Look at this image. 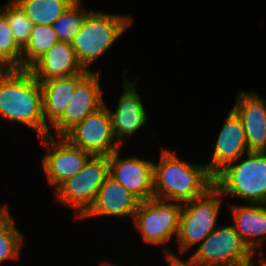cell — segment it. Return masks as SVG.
Instances as JSON below:
<instances>
[{"instance_id":"cell-30","label":"cell","mask_w":266,"mask_h":266,"mask_svg":"<svg viewBox=\"0 0 266 266\" xmlns=\"http://www.w3.org/2000/svg\"><path fill=\"white\" fill-rule=\"evenodd\" d=\"M108 266H117V265H112L111 263H107Z\"/></svg>"},{"instance_id":"cell-20","label":"cell","mask_w":266,"mask_h":266,"mask_svg":"<svg viewBox=\"0 0 266 266\" xmlns=\"http://www.w3.org/2000/svg\"><path fill=\"white\" fill-rule=\"evenodd\" d=\"M34 25H53L75 0H14Z\"/></svg>"},{"instance_id":"cell-13","label":"cell","mask_w":266,"mask_h":266,"mask_svg":"<svg viewBox=\"0 0 266 266\" xmlns=\"http://www.w3.org/2000/svg\"><path fill=\"white\" fill-rule=\"evenodd\" d=\"M247 152L249 149L242 120L231 109L219 132L211 163L205 165L209 173L215 177L227 165L237 162Z\"/></svg>"},{"instance_id":"cell-22","label":"cell","mask_w":266,"mask_h":266,"mask_svg":"<svg viewBox=\"0 0 266 266\" xmlns=\"http://www.w3.org/2000/svg\"><path fill=\"white\" fill-rule=\"evenodd\" d=\"M80 1L75 0L52 25L58 41L72 43L74 36L79 32L84 19L90 12L84 10Z\"/></svg>"},{"instance_id":"cell-6","label":"cell","mask_w":266,"mask_h":266,"mask_svg":"<svg viewBox=\"0 0 266 266\" xmlns=\"http://www.w3.org/2000/svg\"><path fill=\"white\" fill-rule=\"evenodd\" d=\"M108 175V156H92L75 176L60 184L54 194L57 200L75 210V217L80 219L93 204Z\"/></svg>"},{"instance_id":"cell-10","label":"cell","mask_w":266,"mask_h":266,"mask_svg":"<svg viewBox=\"0 0 266 266\" xmlns=\"http://www.w3.org/2000/svg\"><path fill=\"white\" fill-rule=\"evenodd\" d=\"M58 140L57 144L52 135L41 139L47 149L42 159L43 170L54 190L65 180L75 176L92 157L88 152L72 145L66 138L58 137Z\"/></svg>"},{"instance_id":"cell-21","label":"cell","mask_w":266,"mask_h":266,"mask_svg":"<svg viewBox=\"0 0 266 266\" xmlns=\"http://www.w3.org/2000/svg\"><path fill=\"white\" fill-rule=\"evenodd\" d=\"M57 42L52 25H34L29 42L22 50V69H30Z\"/></svg>"},{"instance_id":"cell-8","label":"cell","mask_w":266,"mask_h":266,"mask_svg":"<svg viewBox=\"0 0 266 266\" xmlns=\"http://www.w3.org/2000/svg\"><path fill=\"white\" fill-rule=\"evenodd\" d=\"M182 205L181 202L157 198L140 201L133 219L144 241L163 245L174 234L177 239Z\"/></svg>"},{"instance_id":"cell-27","label":"cell","mask_w":266,"mask_h":266,"mask_svg":"<svg viewBox=\"0 0 266 266\" xmlns=\"http://www.w3.org/2000/svg\"><path fill=\"white\" fill-rule=\"evenodd\" d=\"M9 214V210L7 208V205L4 207H0V222Z\"/></svg>"},{"instance_id":"cell-24","label":"cell","mask_w":266,"mask_h":266,"mask_svg":"<svg viewBox=\"0 0 266 266\" xmlns=\"http://www.w3.org/2000/svg\"><path fill=\"white\" fill-rule=\"evenodd\" d=\"M0 64L5 69H22V49L15 42L7 18L1 12Z\"/></svg>"},{"instance_id":"cell-5","label":"cell","mask_w":266,"mask_h":266,"mask_svg":"<svg viewBox=\"0 0 266 266\" xmlns=\"http://www.w3.org/2000/svg\"><path fill=\"white\" fill-rule=\"evenodd\" d=\"M221 195L213 186L201 197L183 203L176 240L181 253L201 244L216 229Z\"/></svg>"},{"instance_id":"cell-9","label":"cell","mask_w":266,"mask_h":266,"mask_svg":"<svg viewBox=\"0 0 266 266\" xmlns=\"http://www.w3.org/2000/svg\"><path fill=\"white\" fill-rule=\"evenodd\" d=\"M64 138L92 156H110L121 148L115 140L110 109L106 104L87 115Z\"/></svg>"},{"instance_id":"cell-26","label":"cell","mask_w":266,"mask_h":266,"mask_svg":"<svg viewBox=\"0 0 266 266\" xmlns=\"http://www.w3.org/2000/svg\"><path fill=\"white\" fill-rule=\"evenodd\" d=\"M165 255L167 258V262H169L170 266H205L199 262H197L192 256H190L186 260H182L180 257L170 252L169 249H165Z\"/></svg>"},{"instance_id":"cell-29","label":"cell","mask_w":266,"mask_h":266,"mask_svg":"<svg viewBox=\"0 0 266 266\" xmlns=\"http://www.w3.org/2000/svg\"><path fill=\"white\" fill-rule=\"evenodd\" d=\"M5 70V68L0 64V74Z\"/></svg>"},{"instance_id":"cell-17","label":"cell","mask_w":266,"mask_h":266,"mask_svg":"<svg viewBox=\"0 0 266 266\" xmlns=\"http://www.w3.org/2000/svg\"><path fill=\"white\" fill-rule=\"evenodd\" d=\"M39 81L64 78L76 74H88L79 64L71 43L57 42L30 69Z\"/></svg>"},{"instance_id":"cell-2","label":"cell","mask_w":266,"mask_h":266,"mask_svg":"<svg viewBox=\"0 0 266 266\" xmlns=\"http://www.w3.org/2000/svg\"><path fill=\"white\" fill-rule=\"evenodd\" d=\"M176 151L163 150L154 167V198L185 203L204 195L214 186L206 165L181 161Z\"/></svg>"},{"instance_id":"cell-3","label":"cell","mask_w":266,"mask_h":266,"mask_svg":"<svg viewBox=\"0 0 266 266\" xmlns=\"http://www.w3.org/2000/svg\"><path fill=\"white\" fill-rule=\"evenodd\" d=\"M133 18L128 14H110L90 11L72 41L76 58L84 70L112 46L128 26Z\"/></svg>"},{"instance_id":"cell-1","label":"cell","mask_w":266,"mask_h":266,"mask_svg":"<svg viewBox=\"0 0 266 266\" xmlns=\"http://www.w3.org/2000/svg\"><path fill=\"white\" fill-rule=\"evenodd\" d=\"M0 116L30 127L40 138L52 135L43 117L40 82L29 69H5L0 74Z\"/></svg>"},{"instance_id":"cell-16","label":"cell","mask_w":266,"mask_h":266,"mask_svg":"<svg viewBox=\"0 0 266 266\" xmlns=\"http://www.w3.org/2000/svg\"><path fill=\"white\" fill-rule=\"evenodd\" d=\"M123 82V92L116 110H110L112 126L115 138L122 146V137L135 133L147 123L145 107L141 102L136 90L137 79L133 82L127 80L125 73Z\"/></svg>"},{"instance_id":"cell-4","label":"cell","mask_w":266,"mask_h":266,"mask_svg":"<svg viewBox=\"0 0 266 266\" xmlns=\"http://www.w3.org/2000/svg\"><path fill=\"white\" fill-rule=\"evenodd\" d=\"M247 159L232 162L214 177L222 194H232L250 204H266V152L249 151Z\"/></svg>"},{"instance_id":"cell-25","label":"cell","mask_w":266,"mask_h":266,"mask_svg":"<svg viewBox=\"0 0 266 266\" xmlns=\"http://www.w3.org/2000/svg\"><path fill=\"white\" fill-rule=\"evenodd\" d=\"M23 244V235L14 226V220L9 213L0 222V263L6 259H18Z\"/></svg>"},{"instance_id":"cell-19","label":"cell","mask_w":266,"mask_h":266,"mask_svg":"<svg viewBox=\"0 0 266 266\" xmlns=\"http://www.w3.org/2000/svg\"><path fill=\"white\" fill-rule=\"evenodd\" d=\"M87 74H76L40 82L42 91L43 117L45 123L54 124L65 112L74 95L77 84ZM49 120V121H48ZM48 121V122H47Z\"/></svg>"},{"instance_id":"cell-7","label":"cell","mask_w":266,"mask_h":266,"mask_svg":"<svg viewBox=\"0 0 266 266\" xmlns=\"http://www.w3.org/2000/svg\"><path fill=\"white\" fill-rule=\"evenodd\" d=\"M254 255L235 227L228 225L216 227L191 256L205 266H252Z\"/></svg>"},{"instance_id":"cell-18","label":"cell","mask_w":266,"mask_h":266,"mask_svg":"<svg viewBox=\"0 0 266 266\" xmlns=\"http://www.w3.org/2000/svg\"><path fill=\"white\" fill-rule=\"evenodd\" d=\"M230 208L235 230L248 248L256 253L266 238V204H232Z\"/></svg>"},{"instance_id":"cell-28","label":"cell","mask_w":266,"mask_h":266,"mask_svg":"<svg viewBox=\"0 0 266 266\" xmlns=\"http://www.w3.org/2000/svg\"><path fill=\"white\" fill-rule=\"evenodd\" d=\"M261 259L262 260H260L261 262V264L259 265V266H266V258L265 257H263V256H261Z\"/></svg>"},{"instance_id":"cell-12","label":"cell","mask_w":266,"mask_h":266,"mask_svg":"<svg viewBox=\"0 0 266 266\" xmlns=\"http://www.w3.org/2000/svg\"><path fill=\"white\" fill-rule=\"evenodd\" d=\"M99 72L90 71L78 84L64 114L51 126L57 137H64L87 115L102 107L105 102L100 88Z\"/></svg>"},{"instance_id":"cell-23","label":"cell","mask_w":266,"mask_h":266,"mask_svg":"<svg viewBox=\"0 0 266 266\" xmlns=\"http://www.w3.org/2000/svg\"><path fill=\"white\" fill-rule=\"evenodd\" d=\"M3 8H0V12L7 18L15 42L23 50L29 42L34 24L14 0H10Z\"/></svg>"},{"instance_id":"cell-15","label":"cell","mask_w":266,"mask_h":266,"mask_svg":"<svg viewBox=\"0 0 266 266\" xmlns=\"http://www.w3.org/2000/svg\"><path fill=\"white\" fill-rule=\"evenodd\" d=\"M140 200L108 175L90 208L80 217L134 216Z\"/></svg>"},{"instance_id":"cell-14","label":"cell","mask_w":266,"mask_h":266,"mask_svg":"<svg viewBox=\"0 0 266 266\" xmlns=\"http://www.w3.org/2000/svg\"><path fill=\"white\" fill-rule=\"evenodd\" d=\"M232 109L242 120L249 151L266 152V100L240 91Z\"/></svg>"},{"instance_id":"cell-11","label":"cell","mask_w":266,"mask_h":266,"mask_svg":"<svg viewBox=\"0 0 266 266\" xmlns=\"http://www.w3.org/2000/svg\"><path fill=\"white\" fill-rule=\"evenodd\" d=\"M119 153L108 156L109 175L140 201L154 198V163L138 157L121 158Z\"/></svg>"}]
</instances>
